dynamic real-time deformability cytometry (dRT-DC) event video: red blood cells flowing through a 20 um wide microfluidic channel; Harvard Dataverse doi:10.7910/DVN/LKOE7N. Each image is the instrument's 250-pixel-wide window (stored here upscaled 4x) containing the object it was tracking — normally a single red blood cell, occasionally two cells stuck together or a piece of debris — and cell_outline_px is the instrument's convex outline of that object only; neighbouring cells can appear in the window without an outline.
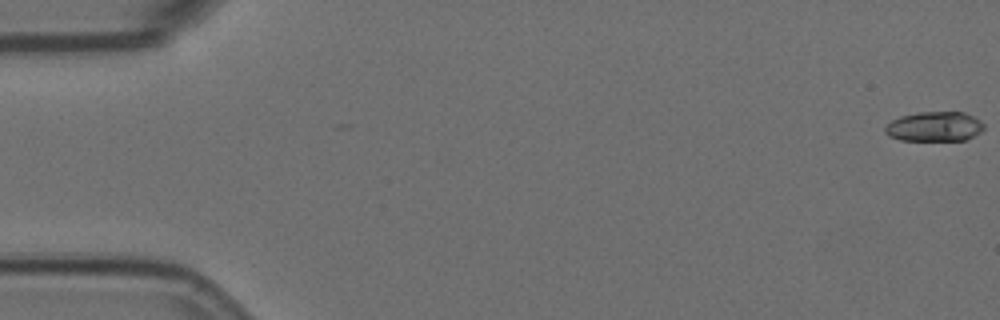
{"species": "Egyptian fruit bat (a non-hibernating species)", "species_latin": "Rousettus aegyptiacus", "temperature_condition": "room temperature", "stored_images_in_passage": 5, "camera_frame_rate_fps": 3000, "um_per_image_px": 0.085, "animal": {"sex": "female"}, "frame": {"image": 1, "passage_image": 1, "time_ms": 0.0, "image_size_px": [1000, 320], "cell_outline_px": [[984, 128], [980, 132], [964, 140], [900, 140], [888, 136], [884, 132], [884, 128], [892, 120], [900, 116], [920, 112], [964, 112], [980, 120], [984, 124]], "centroid_in_image_um": [79.41, 10.75], "position_along_channel_um": 5.6, "area_um2": 17.05}}